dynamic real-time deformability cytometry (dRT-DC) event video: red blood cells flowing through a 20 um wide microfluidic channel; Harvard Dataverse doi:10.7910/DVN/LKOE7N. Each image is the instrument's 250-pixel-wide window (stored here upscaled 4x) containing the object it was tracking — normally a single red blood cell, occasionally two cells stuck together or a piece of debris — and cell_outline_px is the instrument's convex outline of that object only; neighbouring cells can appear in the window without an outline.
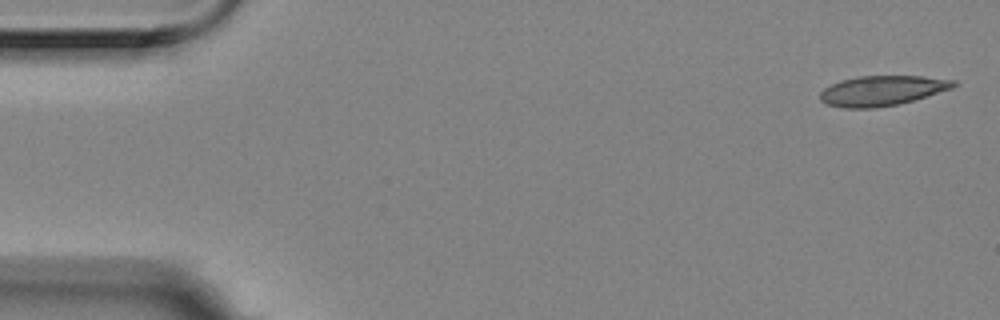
{"species": "Egyptian fruit bat (a non-hibernating species)", "species_latin": "Rousettus aegyptiacus", "temperature_condition": "room temperature", "stored_images_in_passage": 6, "camera_frame_rate_fps": 3000, "um_per_image_px": 0.085, "animal": {"sex": "female"}, "frame": {"image": 1, "passage_image": 1, "time_ms": 0.0, "image_size_px": [1000, 320], "cell_outline_px": [[956, 84], [952, 88], [900, 104], [872, 108], [844, 108], [828, 104], [820, 100], [820, 92], [824, 88], [840, 80], [860, 76], [924, 76], [956, 80]], "centroid_in_image_um": [74.97, 7.7], "position_along_channel_um": 10.0, "area_um2": 23.24}}